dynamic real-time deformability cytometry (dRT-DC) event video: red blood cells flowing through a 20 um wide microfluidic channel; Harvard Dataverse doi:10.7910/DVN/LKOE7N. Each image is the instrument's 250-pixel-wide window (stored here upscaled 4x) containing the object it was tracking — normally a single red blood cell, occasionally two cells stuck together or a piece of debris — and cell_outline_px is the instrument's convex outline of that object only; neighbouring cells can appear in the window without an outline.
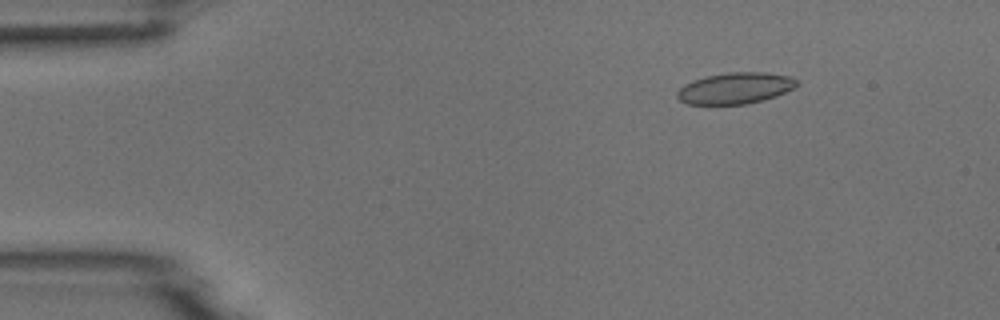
{"species": "common noctule bat (a hibernating species)", "species_latin": "Nyctalus noctula", "temperature_condition": "room temperature", "stored_images_in_passage": 5, "camera_frame_rate_fps": 3000, "um_per_image_px": 0.085, "animal": {"sex": "male", "body_mass_g": 18.8}, "frame": {"image": 1, "passage_image": 2, "time_ms": 1.0, "image_size_px": [1000, 320], "cell_outline_px": [[796, 84], [792, 88], [776, 96], [764, 100], [744, 104], [688, 104], [680, 100], [676, 96], [676, 92], [684, 84], [692, 80], [704, 76], [724, 72], [764, 72], [788, 76], [796, 80]], "centroid_in_image_um": [62.43, 7.49], "position_along_channel_um": 22.6, "area_um2": 21.73}}
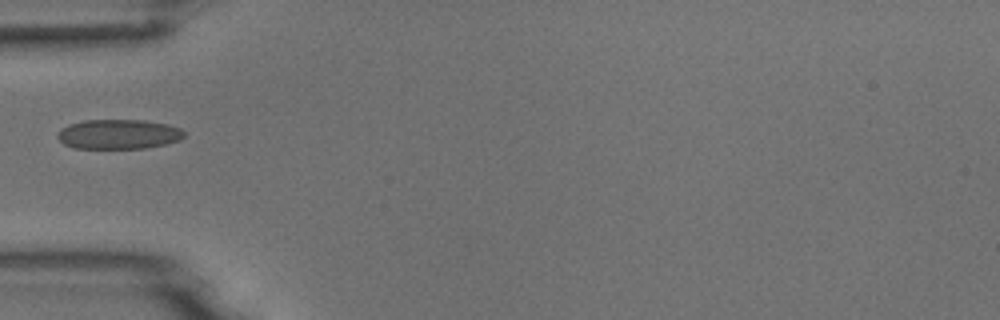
{"frame": {"image": 2, "passage_image": 5, "time_ms": 4.333, "image_size_px": [1000, 320], "cell_outline_px": [[184, 136], [180, 140], [164, 144], [144, 148], [72, 148], [64, 144], [56, 136], [60, 128], [68, 124], [84, 120], [144, 120], [168, 124], [180, 128], [184, 132]], "centroid_in_image_um": [10.05, 11.4], "position_along_channel_um": 75.0, "area_um2": 21.96}}